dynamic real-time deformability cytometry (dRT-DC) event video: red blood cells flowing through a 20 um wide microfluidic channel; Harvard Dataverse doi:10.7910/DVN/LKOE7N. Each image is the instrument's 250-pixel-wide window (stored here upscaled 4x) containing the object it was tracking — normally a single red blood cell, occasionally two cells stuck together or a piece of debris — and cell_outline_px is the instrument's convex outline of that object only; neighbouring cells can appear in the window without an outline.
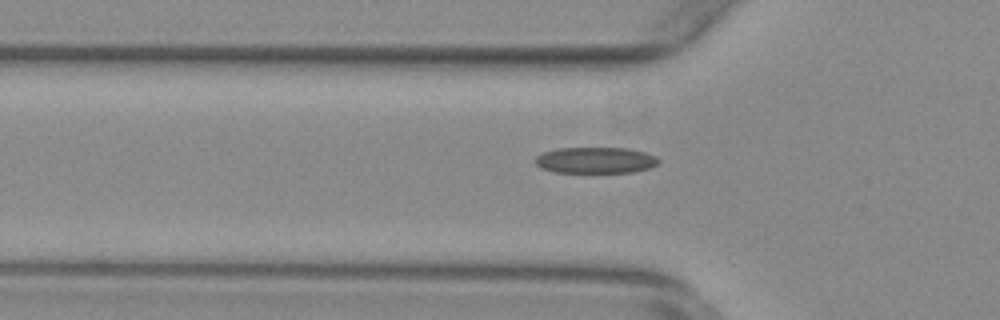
{"species": "common noctule bat (a hibernating species)", "species_latin": "Nyctalus noctula", "temperature_condition": "warm", "stored_images_in_passage": 33, "camera_frame_rate_fps": 3000, "um_per_image_px": 0.085, "animal": {"sex": "female", "body_mass_g": 29.2, "forearm_length_mm": 56.3}, "frame": {"image": 1, "passage_image": 4, "time_ms": 1.0, "image_size_px": [1000, 320], "cell_outline_px": [[660, 164], [648, 168], [632, 172], [556, 172], [540, 168], [532, 160], [536, 156], [544, 152], [560, 148], [628, 148], [644, 152], [656, 156], [660, 160]], "centroid_in_image_um": [50.62, 13.62], "position_along_channel_um": 75.2, "area_um2": 18.84}}
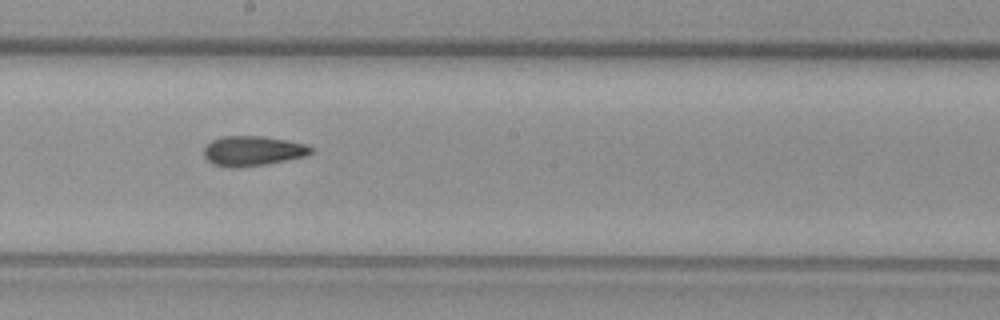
{"frame": {"image": 2, "passage_image": 16, "time_ms": 5.0, "image_size_px": [1000, 320], "cell_outline_px": [[312, 152], [304, 156], [264, 164], [236, 168], [232, 168], [212, 164], [204, 156], [204, 144], [220, 136], [264, 136], [288, 140], [304, 144], [312, 148]], "centroid_in_image_um": [21.41, 12.81], "position_along_channel_um": 226.8, "area_um2": 18.61}}
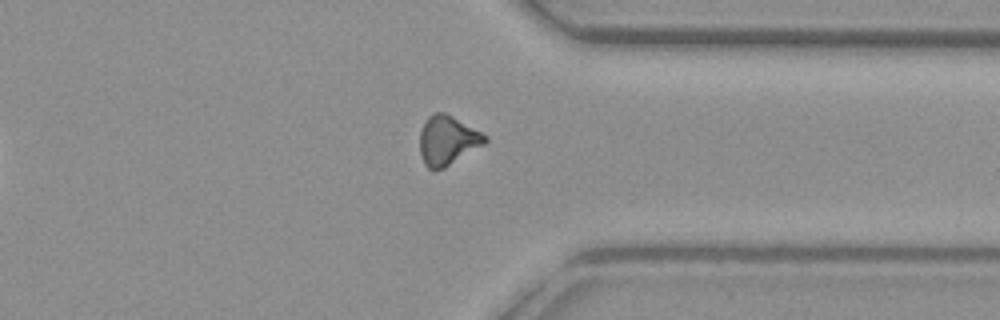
{"frame": {"image": 3, "passage_image": 28, "time_ms": 9.0, "image_size_px": [1000, 320], "cell_outline_px": [[488, 140], [484, 144], [444, 168], [428, 168], [424, 164], [420, 156], [420, 132], [424, 120], [432, 112], [444, 112], [452, 116], [488, 136]], "centroid_in_image_um": [38.01, 11.91], "position_along_channel_um": 373.4, "area_um2": 18.61}, "authors_computed_cell_mechanics": {"area_um2": 18.5538, "velocity_mm_per_s": 3.7697, "shape_relaxation_time_tau1_ms": 8.9605, "shape_relaxation_time_tau2_ms": 3.0214, "deformation_change_tau1": 0.205, "deformation_change_tau2": 0.1083}}